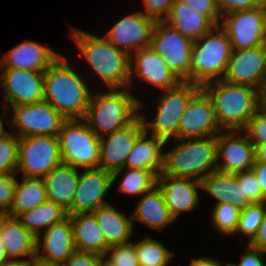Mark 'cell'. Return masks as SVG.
<instances>
[{"instance_id":"277c9868","label":"cell","mask_w":266,"mask_h":266,"mask_svg":"<svg viewBox=\"0 0 266 266\" xmlns=\"http://www.w3.org/2000/svg\"><path fill=\"white\" fill-rule=\"evenodd\" d=\"M110 92L92 96L84 120L93 133L101 138L112 134L133 123L143 106L130 91L125 88H110Z\"/></svg>"},{"instance_id":"4316f807","label":"cell","mask_w":266,"mask_h":266,"mask_svg":"<svg viewBox=\"0 0 266 266\" xmlns=\"http://www.w3.org/2000/svg\"><path fill=\"white\" fill-rule=\"evenodd\" d=\"M68 216L71 220L76 251L104 256L109 246L93 214L78 213Z\"/></svg>"},{"instance_id":"44dd1931","label":"cell","mask_w":266,"mask_h":266,"mask_svg":"<svg viewBox=\"0 0 266 266\" xmlns=\"http://www.w3.org/2000/svg\"><path fill=\"white\" fill-rule=\"evenodd\" d=\"M36 247V258L47 262L64 264L76 251L69 216L42 232L37 237ZM41 247L44 249L43 255L40 254Z\"/></svg>"},{"instance_id":"5bb4252c","label":"cell","mask_w":266,"mask_h":266,"mask_svg":"<svg viewBox=\"0 0 266 266\" xmlns=\"http://www.w3.org/2000/svg\"><path fill=\"white\" fill-rule=\"evenodd\" d=\"M221 131L210 97L201 88L189 101L179 122L178 140L216 136Z\"/></svg>"},{"instance_id":"11a10c76","label":"cell","mask_w":266,"mask_h":266,"mask_svg":"<svg viewBox=\"0 0 266 266\" xmlns=\"http://www.w3.org/2000/svg\"><path fill=\"white\" fill-rule=\"evenodd\" d=\"M1 266H30V260H10Z\"/></svg>"},{"instance_id":"30bf717a","label":"cell","mask_w":266,"mask_h":266,"mask_svg":"<svg viewBox=\"0 0 266 266\" xmlns=\"http://www.w3.org/2000/svg\"><path fill=\"white\" fill-rule=\"evenodd\" d=\"M193 42L165 21H156L152 32L151 46L181 81L190 82Z\"/></svg>"},{"instance_id":"484cf974","label":"cell","mask_w":266,"mask_h":266,"mask_svg":"<svg viewBox=\"0 0 266 266\" xmlns=\"http://www.w3.org/2000/svg\"><path fill=\"white\" fill-rule=\"evenodd\" d=\"M201 183L202 189L216 198V204H230L239 210H243L251 204L243 196L242 188L237 183V173L216 170L204 177Z\"/></svg>"},{"instance_id":"7dc6e473","label":"cell","mask_w":266,"mask_h":266,"mask_svg":"<svg viewBox=\"0 0 266 266\" xmlns=\"http://www.w3.org/2000/svg\"><path fill=\"white\" fill-rule=\"evenodd\" d=\"M246 249L247 253L241 256V260L238 264L235 263L236 266H266L262 259L264 254H266L265 252L251 246L249 243Z\"/></svg>"},{"instance_id":"d6986e66","label":"cell","mask_w":266,"mask_h":266,"mask_svg":"<svg viewBox=\"0 0 266 266\" xmlns=\"http://www.w3.org/2000/svg\"><path fill=\"white\" fill-rule=\"evenodd\" d=\"M112 185L111 172L99 167L84 169L79 173L75 196L67 214L91 213L98 207L108 204L103 200Z\"/></svg>"},{"instance_id":"3957f363","label":"cell","mask_w":266,"mask_h":266,"mask_svg":"<svg viewBox=\"0 0 266 266\" xmlns=\"http://www.w3.org/2000/svg\"><path fill=\"white\" fill-rule=\"evenodd\" d=\"M71 39L92 70L108 88H125L130 80V56L118 49L105 37H97L76 28H71Z\"/></svg>"},{"instance_id":"7c38bea8","label":"cell","mask_w":266,"mask_h":266,"mask_svg":"<svg viewBox=\"0 0 266 266\" xmlns=\"http://www.w3.org/2000/svg\"><path fill=\"white\" fill-rule=\"evenodd\" d=\"M13 120L10 123L15 134L21 138L26 136H58L63 122L66 120L48 102L23 104L12 107ZM18 129V133L16 130Z\"/></svg>"},{"instance_id":"bcb514c9","label":"cell","mask_w":266,"mask_h":266,"mask_svg":"<svg viewBox=\"0 0 266 266\" xmlns=\"http://www.w3.org/2000/svg\"><path fill=\"white\" fill-rule=\"evenodd\" d=\"M103 256L92 252L75 251L63 266H102Z\"/></svg>"},{"instance_id":"1f68e13d","label":"cell","mask_w":266,"mask_h":266,"mask_svg":"<svg viewBox=\"0 0 266 266\" xmlns=\"http://www.w3.org/2000/svg\"><path fill=\"white\" fill-rule=\"evenodd\" d=\"M17 181L12 205L6 215L18 217L25 211L32 210L47 201L45 184L42 178L22 176Z\"/></svg>"},{"instance_id":"c3c4849f","label":"cell","mask_w":266,"mask_h":266,"mask_svg":"<svg viewBox=\"0 0 266 266\" xmlns=\"http://www.w3.org/2000/svg\"><path fill=\"white\" fill-rule=\"evenodd\" d=\"M249 244L253 247L259 248L261 251L266 253V210L258 233Z\"/></svg>"},{"instance_id":"7bdbcfd3","label":"cell","mask_w":266,"mask_h":266,"mask_svg":"<svg viewBox=\"0 0 266 266\" xmlns=\"http://www.w3.org/2000/svg\"><path fill=\"white\" fill-rule=\"evenodd\" d=\"M184 2L197 13L206 16L214 25H219L221 14L218 10L216 0H176Z\"/></svg>"},{"instance_id":"d4e9b609","label":"cell","mask_w":266,"mask_h":266,"mask_svg":"<svg viewBox=\"0 0 266 266\" xmlns=\"http://www.w3.org/2000/svg\"><path fill=\"white\" fill-rule=\"evenodd\" d=\"M42 179L45 184L47 200L60 205L68 212L71 209L78 185L77 168L62 162Z\"/></svg>"},{"instance_id":"52a82bcc","label":"cell","mask_w":266,"mask_h":266,"mask_svg":"<svg viewBox=\"0 0 266 266\" xmlns=\"http://www.w3.org/2000/svg\"><path fill=\"white\" fill-rule=\"evenodd\" d=\"M57 137L63 163L83 169L99 167L100 138L84 119H66Z\"/></svg>"},{"instance_id":"ee69618b","label":"cell","mask_w":266,"mask_h":266,"mask_svg":"<svg viewBox=\"0 0 266 266\" xmlns=\"http://www.w3.org/2000/svg\"><path fill=\"white\" fill-rule=\"evenodd\" d=\"M176 0H143L145 16L152 18L155 21H164L171 10L172 5Z\"/></svg>"},{"instance_id":"836d02e7","label":"cell","mask_w":266,"mask_h":266,"mask_svg":"<svg viewBox=\"0 0 266 266\" xmlns=\"http://www.w3.org/2000/svg\"><path fill=\"white\" fill-rule=\"evenodd\" d=\"M135 250L140 266H167L173 255L161 241L149 237L136 242Z\"/></svg>"},{"instance_id":"9f6ffc18","label":"cell","mask_w":266,"mask_h":266,"mask_svg":"<svg viewBox=\"0 0 266 266\" xmlns=\"http://www.w3.org/2000/svg\"><path fill=\"white\" fill-rule=\"evenodd\" d=\"M8 261L10 260L5 252L4 245H3V242L1 240V235H0V266L4 263H7Z\"/></svg>"},{"instance_id":"2e32d148","label":"cell","mask_w":266,"mask_h":266,"mask_svg":"<svg viewBox=\"0 0 266 266\" xmlns=\"http://www.w3.org/2000/svg\"><path fill=\"white\" fill-rule=\"evenodd\" d=\"M222 79L260 89L266 79V44L233 50Z\"/></svg>"},{"instance_id":"680465c9","label":"cell","mask_w":266,"mask_h":266,"mask_svg":"<svg viewBox=\"0 0 266 266\" xmlns=\"http://www.w3.org/2000/svg\"><path fill=\"white\" fill-rule=\"evenodd\" d=\"M220 266H223V265L220 264ZM225 266H236V265L229 262V263H226Z\"/></svg>"},{"instance_id":"b9f144b4","label":"cell","mask_w":266,"mask_h":266,"mask_svg":"<svg viewBox=\"0 0 266 266\" xmlns=\"http://www.w3.org/2000/svg\"><path fill=\"white\" fill-rule=\"evenodd\" d=\"M16 184L15 174H0V213L2 215L7 214L12 205Z\"/></svg>"},{"instance_id":"83f0119b","label":"cell","mask_w":266,"mask_h":266,"mask_svg":"<svg viewBox=\"0 0 266 266\" xmlns=\"http://www.w3.org/2000/svg\"><path fill=\"white\" fill-rule=\"evenodd\" d=\"M149 129L137 138L133 149L126 160L125 168L145 169L152 171L157 177L163 169V146L165 142L150 135L147 139Z\"/></svg>"},{"instance_id":"8d00e7d4","label":"cell","mask_w":266,"mask_h":266,"mask_svg":"<svg viewBox=\"0 0 266 266\" xmlns=\"http://www.w3.org/2000/svg\"><path fill=\"white\" fill-rule=\"evenodd\" d=\"M19 137L6 133L0 137V174H17Z\"/></svg>"},{"instance_id":"f907efd6","label":"cell","mask_w":266,"mask_h":266,"mask_svg":"<svg viewBox=\"0 0 266 266\" xmlns=\"http://www.w3.org/2000/svg\"><path fill=\"white\" fill-rule=\"evenodd\" d=\"M190 266H220L219 261L212 258L193 259Z\"/></svg>"},{"instance_id":"4dcf8cb0","label":"cell","mask_w":266,"mask_h":266,"mask_svg":"<svg viewBox=\"0 0 266 266\" xmlns=\"http://www.w3.org/2000/svg\"><path fill=\"white\" fill-rule=\"evenodd\" d=\"M164 21L192 41L201 38L215 26L206 16L180 1L174 2Z\"/></svg>"},{"instance_id":"ba28073f","label":"cell","mask_w":266,"mask_h":266,"mask_svg":"<svg viewBox=\"0 0 266 266\" xmlns=\"http://www.w3.org/2000/svg\"><path fill=\"white\" fill-rule=\"evenodd\" d=\"M201 89V86L182 81L177 87L163 91L159 97L157 115L152 121L142 118L144 128H151V135L161 139L165 144L170 138L178 140V128L190 99Z\"/></svg>"},{"instance_id":"f6af8a7d","label":"cell","mask_w":266,"mask_h":266,"mask_svg":"<svg viewBox=\"0 0 266 266\" xmlns=\"http://www.w3.org/2000/svg\"><path fill=\"white\" fill-rule=\"evenodd\" d=\"M221 17L229 12L260 7L266 0H216Z\"/></svg>"},{"instance_id":"ab89813d","label":"cell","mask_w":266,"mask_h":266,"mask_svg":"<svg viewBox=\"0 0 266 266\" xmlns=\"http://www.w3.org/2000/svg\"><path fill=\"white\" fill-rule=\"evenodd\" d=\"M237 183L250 203L263 202L262 189L252 169L237 173Z\"/></svg>"},{"instance_id":"60d3db41","label":"cell","mask_w":266,"mask_h":266,"mask_svg":"<svg viewBox=\"0 0 266 266\" xmlns=\"http://www.w3.org/2000/svg\"><path fill=\"white\" fill-rule=\"evenodd\" d=\"M244 131L255 146L266 143V113L259 109L249 120Z\"/></svg>"},{"instance_id":"816d5d0a","label":"cell","mask_w":266,"mask_h":266,"mask_svg":"<svg viewBox=\"0 0 266 266\" xmlns=\"http://www.w3.org/2000/svg\"><path fill=\"white\" fill-rule=\"evenodd\" d=\"M255 162L266 163V143L255 146Z\"/></svg>"},{"instance_id":"8fae6325","label":"cell","mask_w":266,"mask_h":266,"mask_svg":"<svg viewBox=\"0 0 266 266\" xmlns=\"http://www.w3.org/2000/svg\"><path fill=\"white\" fill-rule=\"evenodd\" d=\"M220 24L228 34L232 50L266 44V6L229 12Z\"/></svg>"},{"instance_id":"7402d4cb","label":"cell","mask_w":266,"mask_h":266,"mask_svg":"<svg viewBox=\"0 0 266 266\" xmlns=\"http://www.w3.org/2000/svg\"><path fill=\"white\" fill-rule=\"evenodd\" d=\"M60 56V53L54 52L43 44L25 40L5 54L1 69L45 72Z\"/></svg>"},{"instance_id":"f546056e","label":"cell","mask_w":266,"mask_h":266,"mask_svg":"<svg viewBox=\"0 0 266 266\" xmlns=\"http://www.w3.org/2000/svg\"><path fill=\"white\" fill-rule=\"evenodd\" d=\"M99 225L106 244L111 247L129 242L133 232V221L111 204L98 207L91 212Z\"/></svg>"},{"instance_id":"f5cc1de1","label":"cell","mask_w":266,"mask_h":266,"mask_svg":"<svg viewBox=\"0 0 266 266\" xmlns=\"http://www.w3.org/2000/svg\"><path fill=\"white\" fill-rule=\"evenodd\" d=\"M260 110L266 113V79L259 89Z\"/></svg>"},{"instance_id":"603a6c76","label":"cell","mask_w":266,"mask_h":266,"mask_svg":"<svg viewBox=\"0 0 266 266\" xmlns=\"http://www.w3.org/2000/svg\"><path fill=\"white\" fill-rule=\"evenodd\" d=\"M157 185L174 219H177L181 212L191 211L198 206L199 195L196 188H202L201 181L158 175Z\"/></svg>"},{"instance_id":"ffe728a7","label":"cell","mask_w":266,"mask_h":266,"mask_svg":"<svg viewBox=\"0 0 266 266\" xmlns=\"http://www.w3.org/2000/svg\"><path fill=\"white\" fill-rule=\"evenodd\" d=\"M132 74L163 91L175 88L182 82L152 46L141 48L130 56L129 89L132 85Z\"/></svg>"},{"instance_id":"9a60e30c","label":"cell","mask_w":266,"mask_h":266,"mask_svg":"<svg viewBox=\"0 0 266 266\" xmlns=\"http://www.w3.org/2000/svg\"><path fill=\"white\" fill-rule=\"evenodd\" d=\"M239 132L241 130H221L216 135L218 162L220 158L223 160L217 164V170L236 174L254 166L255 145L246 132L244 136Z\"/></svg>"},{"instance_id":"d590c367","label":"cell","mask_w":266,"mask_h":266,"mask_svg":"<svg viewBox=\"0 0 266 266\" xmlns=\"http://www.w3.org/2000/svg\"><path fill=\"white\" fill-rule=\"evenodd\" d=\"M266 210V202L251 203L240 210L238 226L235 233L247 235L250 243L258 233Z\"/></svg>"},{"instance_id":"f1b7e54d","label":"cell","mask_w":266,"mask_h":266,"mask_svg":"<svg viewBox=\"0 0 266 266\" xmlns=\"http://www.w3.org/2000/svg\"><path fill=\"white\" fill-rule=\"evenodd\" d=\"M137 203L131 216L132 221H139L149 228L161 231L167 224L169 225L175 220L170 214L158 185L145 192Z\"/></svg>"},{"instance_id":"db71d44e","label":"cell","mask_w":266,"mask_h":266,"mask_svg":"<svg viewBox=\"0 0 266 266\" xmlns=\"http://www.w3.org/2000/svg\"><path fill=\"white\" fill-rule=\"evenodd\" d=\"M30 266H63V264L47 262L35 257L30 261Z\"/></svg>"},{"instance_id":"6f0895ef","label":"cell","mask_w":266,"mask_h":266,"mask_svg":"<svg viewBox=\"0 0 266 266\" xmlns=\"http://www.w3.org/2000/svg\"><path fill=\"white\" fill-rule=\"evenodd\" d=\"M3 125L4 124H3L2 118L0 117V137L4 136L7 133L6 129L4 130Z\"/></svg>"},{"instance_id":"7a4b0ae2","label":"cell","mask_w":266,"mask_h":266,"mask_svg":"<svg viewBox=\"0 0 266 266\" xmlns=\"http://www.w3.org/2000/svg\"><path fill=\"white\" fill-rule=\"evenodd\" d=\"M214 85V86H213ZM210 97L221 130H241L260 109L259 89L229 83L223 79L201 87Z\"/></svg>"},{"instance_id":"d6a6232c","label":"cell","mask_w":266,"mask_h":266,"mask_svg":"<svg viewBox=\"0 0 266 266\" xmlns=\"http://www.w3.org/2000/svg\"><path fill=\"white\" fill-rule=\"evenodd\" d=\"M67 216V211L60 205L47 200L36 208L23 212L17 218L37 238L48 227L62 221ZM42 227L44 229L40 231Z\"/></svg>"},{"instance_id":"4fadbf2b","label":"cell","mask_w":266,"mask_h":266,"mask_svg":"<svg viewBox=\"0 0 266 266\" xmlns=\"http://www.w3.org/2000/svg\"><path fill=\"white\" fill-rule=\"evenodd\" d=\"M145 131L142 118L139 116L133 123L100 138L99 168L111 172L113 184L123 172L137 138Z\"/></svg>"},{"instance_id":"5b68a950","label":"cell","mask_w":266,"mask_h":266,"mask_svg":"<svg viewBox=\"0 0 266 266\" xmlns=\"http://www.w3.org/2000/svg\"><path fill=\"white\" fill-rule=\"evenodd\" d=\"M179 143L164 153L163 169L159 175L202 181L217 170L216 136L182 139Z\"/></svg>"},{"instance_id":"cb8c5ba5","label":"cell","mask_w":266,"mask_h":266,"mask_svg":"<svg viewBox=\"0 0 266 266\" xmlns=\"http://www.w3.org/2000/svg\"><path fill=\"white\" fill-rule=\"evenodd\" d=\"M0 235L9 260L29 256L30 261L36 257L37 238L29 232L17 217L2 215L0 218Z\"/></svg>"},{"instance_id":"74e56055","label":"cell","mask_w":266,"mask_h":266,"mask_svg":"<svg viewBox=\"0 0 266 266\" xmlns=\"http://www.w3.org/2000/svg\"><path fill=\"white\" fill-rule=\"evenodd\" d=\"M240 210L230 204H215L212 212V222L214 227L222 234L232 235L238 226Z\"/></svg>"},{"instance_id":"e575fe53","label":"cell","mask_w":266,"mask_h":266,"mask_svg":"<svg viewBox=\"0 0 266 266\" xmlns=\"http://www.w3.org/2000/svg\"><path fill=\"white\" fill-rule=\"evenodd\" d=\"M118 190L131 194H144L157 185V176L149 170L128 168Z\"/></svg>"},{"instance_id":"681fc988","label":"cell","mask_w":266,"mask_h":266,"mask_svg":"<svg viewBox=\"0 0 266 266\" xmlns=\"http://www.w3.org/2000/svg\"><path fill=\"white\" fill-rule=\"evenodd\" d=\"M252 171L255 174L263 194V202H266V163L255 162L252 167Z\"/></svg>"},{"instance_id":"e0dca14e","label":"cell","mask_w":266,"mask_h":266,"mask_svg":"<svg viewBox=\"0 0 266 266\" xmlns=\"http://www.w3.org/2000/svg\"><path fill=\"white\" fill-rule=\"evenodd\" d=\"M0 86L10 107L44 101V72L1 69Z\"/></svg>"},{"instance_id":"8992f818","label":"cell","mask_w":266,"mask_h":266,"mask_svg":"<svg viewBox=\"0 0 266 266\" xmlns=\"http://www.w3.org/2000/svg\"><path fill=\"white\" fill-rule=\"evenodd\" d=\"M215 32V33H214ZM232 45L225 29L213 26L192 45L190 83L204 84L224 77L232 54Z\"/></svg>"},{"instance_id":"f35d334b","label":"cell","mask_w":266,"mask_h":266,"mask_svg":"<svg viewBox=\"0 0 266 266\" xmlns=\"http://www.w3.org/2000/svg\"><path fill=\"white\" fill-rule=\"evenodd\" d=\"M108 254L109 256H107ZM103 260L107 266H140L135 243L131 241L109 247L103 256Z\"/></svg>"},{"instance_id":"ac0fdd59","label":"cell","mask_w":266,"mask_h":266,"mask_svg":"<svg viewBox=\"0 0 266 266\" xmlns=\"http://www.w3.org/2000/svg\"><path fill=\"white\" fill-rule=\"evenodd\" d=\"M155 23V20L145 16L143 12H135L118 20L104 37L131 56L132 52L151 46Z\"/></svg>"},{"instance_id":"6da1fadb","label":"cell","mask_w":266,"mask_h":266,"mask_svg":"<svg viewBox=\"0 0 266 266\" xmlns=\"http://www.w3.org/2000/svg\"><path fill=\"white\" fill-rule=\"evenodd\" d=\"M44 89V101L65 119H84L92 93L64 56L44 72Z\"/></svg>"},{"instance_id":"9c48e42d","label":"cell","mask_w":266,"mask_h":266,"mask_svg":"<svg viewBox=\"0 0 266 266\" xmlns=\"http://www.w3.org/2000/svg\"><path fill=\"white\" fill-rule=\"evenodd\" d=\"M62 163L57 136H26L19 138L17 174L43 178Z\"/></svg>"}]
</instances>
